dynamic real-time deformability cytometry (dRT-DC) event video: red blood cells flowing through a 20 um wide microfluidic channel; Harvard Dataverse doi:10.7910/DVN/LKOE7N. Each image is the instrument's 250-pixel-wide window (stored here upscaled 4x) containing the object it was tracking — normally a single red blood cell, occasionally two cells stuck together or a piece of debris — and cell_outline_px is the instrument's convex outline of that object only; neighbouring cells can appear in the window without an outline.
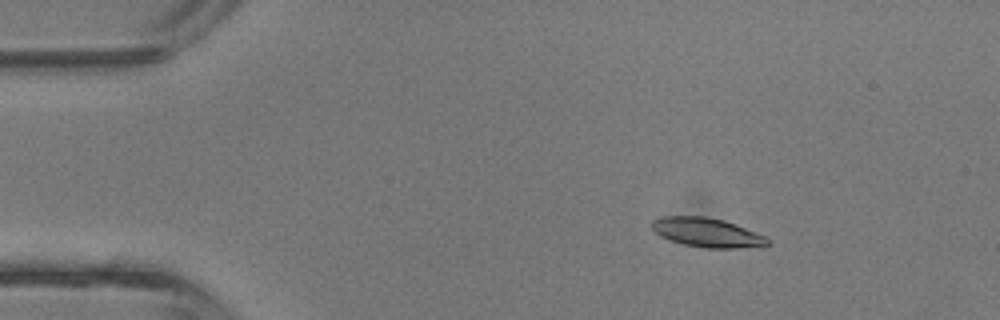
{"species": "common noctule bat (a hibernating species)", "species_latin": "Nyctalus noctula", "temperature_condition": "room temperature", "stored_images_in_passage": 4, "camera_frame_rate_fps": 3000, "um_per_image_px": 0.085, "animal": {"sex": "male", "body_mass_g": 13.3}, "frame": {"image": 1, "passage_image": 2, "time_ms": 0.333, "image_size_px": [1000, 320], "cell_outline_px": [[772, 244], [764, 248], [708, 248], [684, 244], [660, 236], [652, 228], [652, 220], [664, 216], [704, 216], [724, 220], [768, 236]], "centroid_in_image_um": [60.22, 19.78], "position_along_channel_um": 24.8, "area_um2": 20.0}}
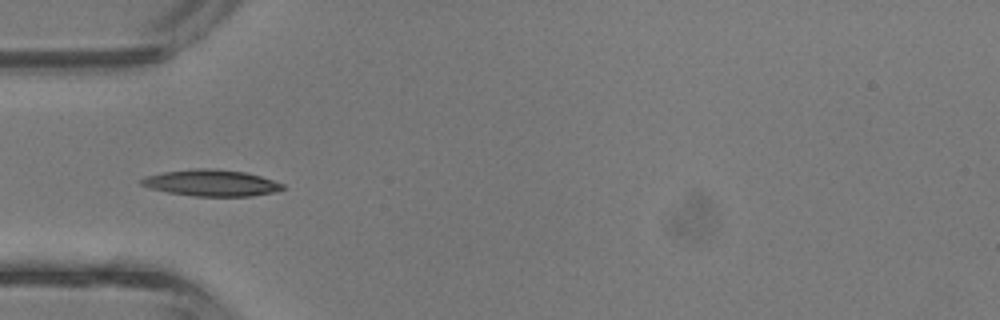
{"frame": {"image": 2, "passage_image": 4, "time_ms": 1.0, "image_size_px": [1000, 320], "cell_outline_px": [[284, 188], [276, 192], [252, 196], [192, 196], [168, 192], [152, 188], [140, 184], [140, 180], [144, 176], [164, 172], [192, 168], [208, 168], [244, 172], [260, 176], [284, 184]], "centroid_in_image_um": [17.96, 15.55], "position_along_channel_um": 67.0, "area_um2": 21.68}}